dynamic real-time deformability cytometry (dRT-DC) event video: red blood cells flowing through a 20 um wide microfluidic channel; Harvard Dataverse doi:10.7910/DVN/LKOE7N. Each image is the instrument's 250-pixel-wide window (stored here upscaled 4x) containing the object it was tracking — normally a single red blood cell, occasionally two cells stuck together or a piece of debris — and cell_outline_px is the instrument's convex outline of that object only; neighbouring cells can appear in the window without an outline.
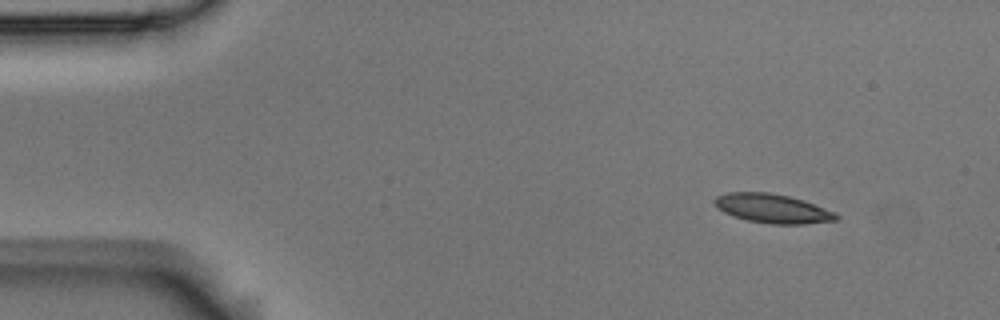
{"species": "Egyptian fruit bat (a non-hibernating species)", "species_latin": "Rousettus aegyptiacus", "temperature_condition": "room temperature", "stored_images_in_passage": 3, "camera_frame_rate_fps": 3000, "um_per_image_px": 0.085, "animal": {"sex": "male"}, "frame": {"image": 1, "passage_image": 1, "time_ms": 0.0, "image_size_px": [1000, 320], "cell_outline_px": [[840, 216], [836, 220], [804, 224], [772, 224], [748, 220], [732, 216], [716, 208], [712, 200], [716, 196], [728, 192], [768, 192], [788, 196], [836, 212]], "centroid_in_image_um": [65.61, 17.72], "position_along_channel_um": 19.4, "area_um2": 20.52}}
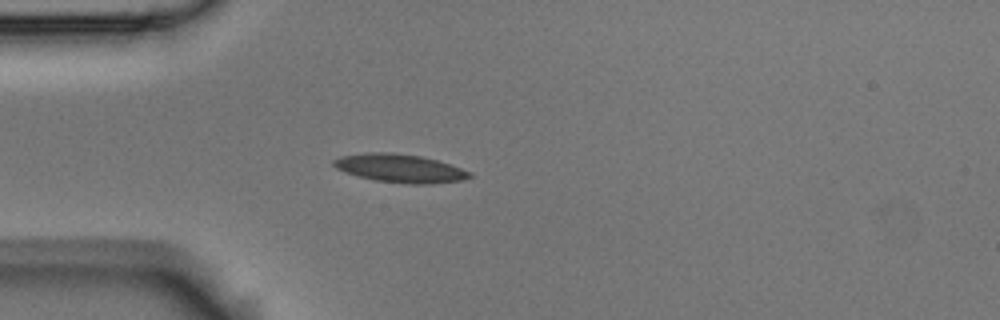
{"frame": {"image": 2, "passage_image": 3, "time_ms": 0.667, "image_size_px": [1000, 320], "cell_outline_px": [[472, 176], [460, 180], [432, 184], [408, 184], [376, 180], [360, 176], [336, 168], [332, 164], [332, 160], [340, 156], [368, 152], [392, 152], [420, 156], [436, 160], [472, 172]], "centroid_in_image_um": [33.99, 14.3], "position_along_channel_um": 51.0, "area_um2": 22.2}}